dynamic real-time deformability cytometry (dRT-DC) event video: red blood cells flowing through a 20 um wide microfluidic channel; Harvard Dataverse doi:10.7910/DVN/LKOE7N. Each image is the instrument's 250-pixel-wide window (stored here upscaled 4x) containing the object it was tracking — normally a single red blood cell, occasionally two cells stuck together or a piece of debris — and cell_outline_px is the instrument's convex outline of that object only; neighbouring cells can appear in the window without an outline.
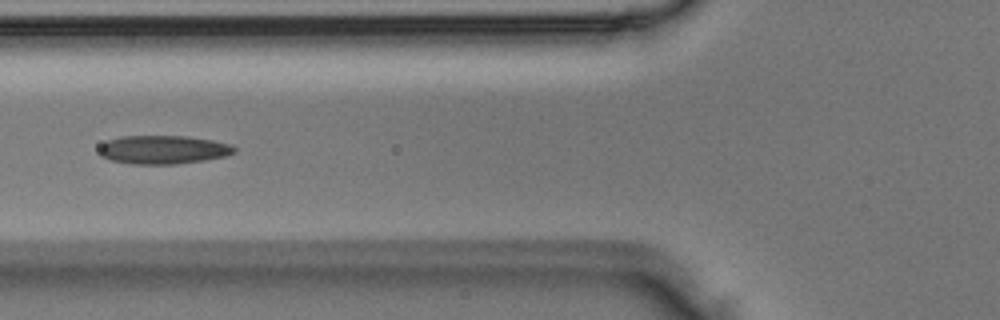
{"species": "Egyptian fruit bat (a non-hibernating species)", "species_latin": "Rousettus aegyptiacus", "temperature_condition": "room temperature", "stored_images_in_passage": 4, "camera_frame_rate_fps": 3000, "um_per_image_px": 0.085, "animal": {"sex": "male"}, "frame": {"image": 1, "passage_image": 4, "time_ms": 1.0, "image_size_px": [1000, 320], "cell_outline_px": [[236, 152], [224, 156], [204, 160], [176, 164], [132, 164], [112, 160], [100, 156], [100, 144], [108, 140], [120, 136], [188, 136], [212, 140], [232, 144], [236, 148]], "centroid_in_image_um": [13.88, 12.72], "position_along_channel_um": 111.9, "area_um2": 22.54}}